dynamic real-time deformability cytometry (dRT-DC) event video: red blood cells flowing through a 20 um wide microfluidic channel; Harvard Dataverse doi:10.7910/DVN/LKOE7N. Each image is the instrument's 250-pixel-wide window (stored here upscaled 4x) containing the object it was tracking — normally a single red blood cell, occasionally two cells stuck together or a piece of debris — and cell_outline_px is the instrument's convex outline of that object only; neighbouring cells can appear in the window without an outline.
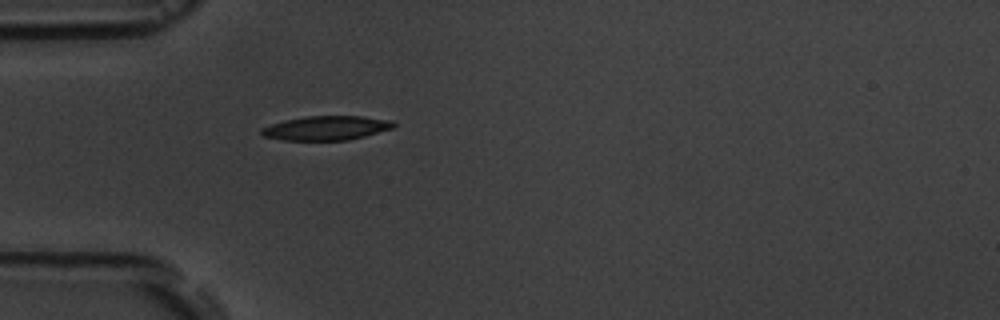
{"species": "common noctule bat (a hibernating species)", "species_latin": "Nyctalus noctula", "temperature_condition": "room temperature", "stored_images_in_passage": 5, "camera_frame_rate_fps": 3000, "um_per_image_px": 0.085, "animal": {"sex": "male", "body_mass_g": 19.5, "forearm_length_mm": 54.6}, "frame": {"image": 1, "passage_image": 5, "time_ms": 5.333, "image_size_px": [1000, 320], "cell_outline_px": [[396, 124], [392, 128], [364, 136], [348, 140], [284, 140], [264, 136], [260, 132], [260, 128], [272, 124], [288, 120], [308, 116], [360, 116], [392, 120]], "centroid_in_image_um": [27.75, 10.88], "position_along_channel_um": 57.3, "area_um2": 18.38}}